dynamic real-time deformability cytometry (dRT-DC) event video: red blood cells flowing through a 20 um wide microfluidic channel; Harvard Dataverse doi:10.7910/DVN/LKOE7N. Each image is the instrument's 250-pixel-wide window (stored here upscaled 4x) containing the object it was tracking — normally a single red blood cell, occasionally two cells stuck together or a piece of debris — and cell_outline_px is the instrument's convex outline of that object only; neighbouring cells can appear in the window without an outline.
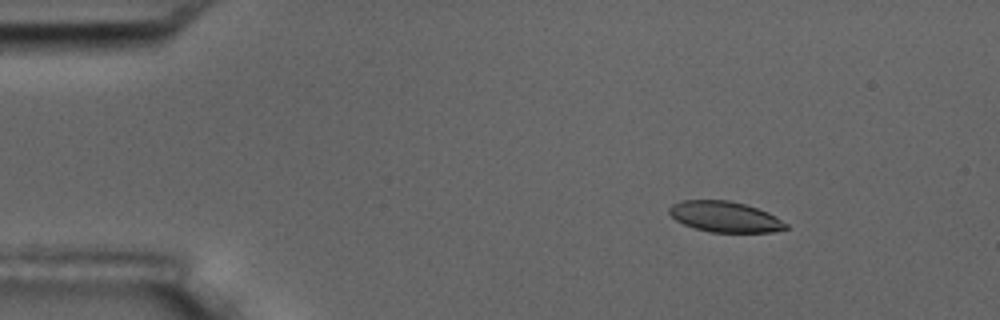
{"species": "common noctule bat (a hibernating species)", "species_latin": "Nyctalus noctula", "temperature_condition": "room temperature", "stored_images_in_passage": 16, "camera_frame_rate_fps": 3000, "um_per_image_px": 0.085, "animal": {"sex": "male", "body_mass_g": 17.5, "forearm_length_mm": 52.3}, "frame": {"image": 1, "passage_image": 3, "time_ms": 2.0, "image_size_px": [1000, 320], "cell_outline_px": [[788, 228], [772, 232], [712, 232], [696, 228], [684, 224], [676, 220], [668, 212], [668, 208], [672, 204], [680, 200], [728, 200], [744, 204], [768, 212], [776, 216], [788, 224]], "centroid_in_image_um": [61.62, 18.42], "position_along_channel_um": 23.4, "area_um2": 20.81}}
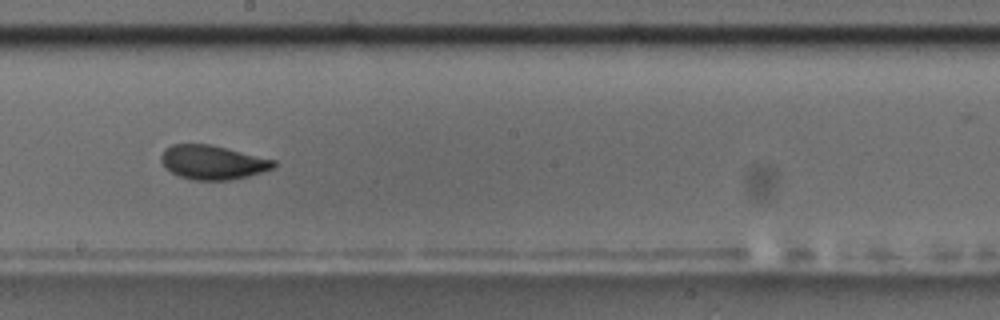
{"frame": {"image": 2, "passage_image": 10, "time_ms": 10.0, "image_size_px": [1000, 320], "cell_outline_px": [[276, 164], [272, 168], [248, 176], [228, 180], [192, 180], [180, 176], [172, 172], [160, 160], [160, 156], [164, 148], [172, 144], [208, 144], [276, 160]], "centroid_in_image_um": [18.05, 13.79], "position_along_channel_um": 230.2, "area_um2": 22.08}, "authors_computed_cell_mechanics": {"area_um2": 22.0218, "velocity_mm_per_s": 3.5499, "shape_relaxation_time_tau1_ms": 3.4146, "shape_relaxation_time_tau2_ms": 1.7181, "deformation_change_tau1": 0.1164, "deformation_change_tau2": 0.0582}}